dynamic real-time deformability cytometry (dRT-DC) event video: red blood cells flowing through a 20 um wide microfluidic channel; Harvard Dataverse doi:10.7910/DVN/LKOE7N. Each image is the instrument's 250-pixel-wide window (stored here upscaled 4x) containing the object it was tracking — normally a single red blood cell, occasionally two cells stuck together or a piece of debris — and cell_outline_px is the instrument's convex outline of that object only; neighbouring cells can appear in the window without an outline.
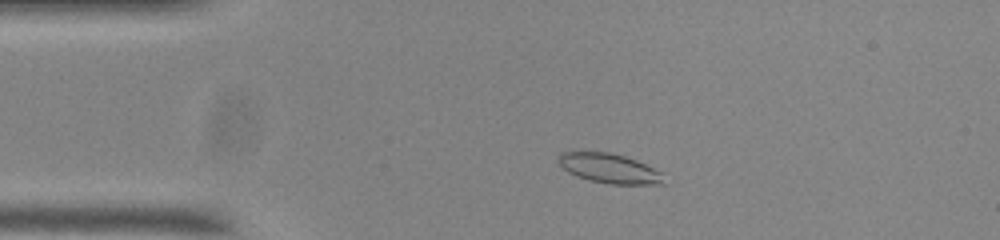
{"species": "common noctule bat (a hibernating species)", "species_latin": "Nyctalus noctula", "temperature_condition": "room temperature", "stored_images_in_passage": 52, "camera_frame_rate_fps": 3000, "um_per_image_px": 0.085, "animal": {"sex": "male", "body_mass_g": 20.0, "forearm_length_mm": 53.3}, "frame": {"image": 1, "passage_image": 8, "time_ms": 2.333, "image_size_px": [1000, 240], "cell_outline_px": [[664, 184], [608, 184], [588, 180], [576, 176], [568, 172], [560, 164], [560, 152], [608, 152], [624, 156], [636, 160], [660, 172]], "centroid_in_image_um": [51.77, 14.32], "position_along_channel_um": 33.2, "area_um2": 17.8}}
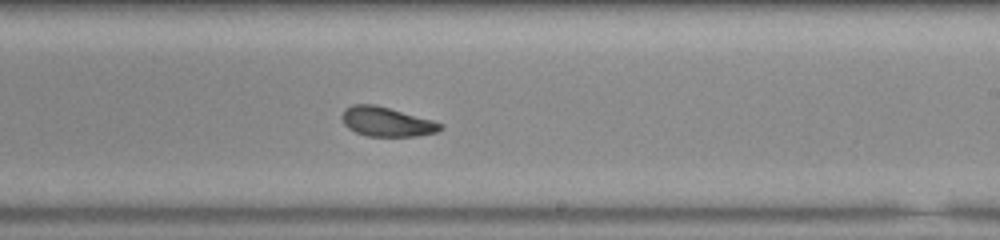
{"frame": {"image": 2, "passage_image": 29, "time_ms": 9.333, "image_size_px": [1000, 240], "cell_outline_px": [[444, 128], [436, 132], [416, 136], [368, 136], [356, 132], [348, 128], [344, 124], [340, 116], [344, 108], [352, 104], [376, 104], [432, 120], [444, 124]], "centroid_in_image_um": [32.84, 10.34], "position_along_channel_um": 256.2, "area_um2": 16.99}}
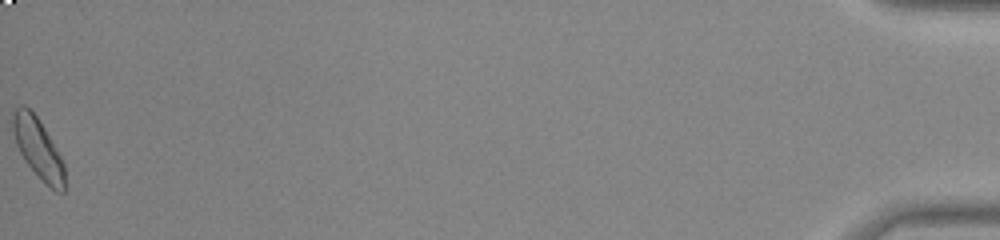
{"frame": {"image": 3, "passage_image": 52, "time_ms": 17.0, "image_size_px": [1000, 240], "cell_outline_px": [[64, 192], [56, 192], [24, 160], [16, 144], [12, 128], [12, 112], [20, 104], [24, 104], [36, 116], [44, 128], [60, 156], [64, 164]], "centroid_in_image_um": [3.2, 12.55], "position_along_channel_um": 432.0, "area_um2": 17.63}, "authors_computed_cell_mechanics": {"area_um2": 17.34, "velocity_mm_per_s": 3.7103, "shape_relaxation_time_tau1_ms": 5.2096, "shape_relaxation_time_tau2_ms": 1.797, "deformation_change_tau1": 0.103, "deformation_change_tau2": 0.08}}